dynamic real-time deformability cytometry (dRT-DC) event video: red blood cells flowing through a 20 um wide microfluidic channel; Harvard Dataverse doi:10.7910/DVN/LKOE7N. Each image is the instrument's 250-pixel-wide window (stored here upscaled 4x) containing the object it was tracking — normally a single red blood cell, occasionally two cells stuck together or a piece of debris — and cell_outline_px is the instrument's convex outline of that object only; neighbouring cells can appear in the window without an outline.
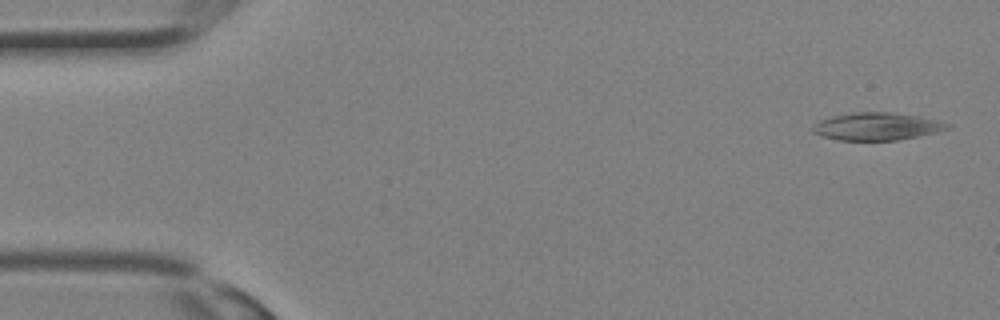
{"species": "Egyptian fruit bat (a non-hibernating species)", "species_latin": "Rousettus aegyptiacus", "temperature_condition": "room temperature", "stored_images_in_passage": 32, "camera_frame_rate_fps": 3000, "um_per_image_px": 0.085, "animal": {"sex": "female"}, "frame": {"image": 1, "passage_image": 1, "time_ms": 0.0, "image_size_px": [1000, 320], "cell_outline_px": [[952, 128], [936, 132], [896, 140], [840, 140], [820, 136], [812, 132], [812, 128], [820, 120], [832, 116], [852, 112], [892, 112], [916, 116], [936, 120], [952, 124]], "centroid_in_image_um": [74.52, 10.74], "position_along_channel_um": 10.5, "area_um2": 21.5}}
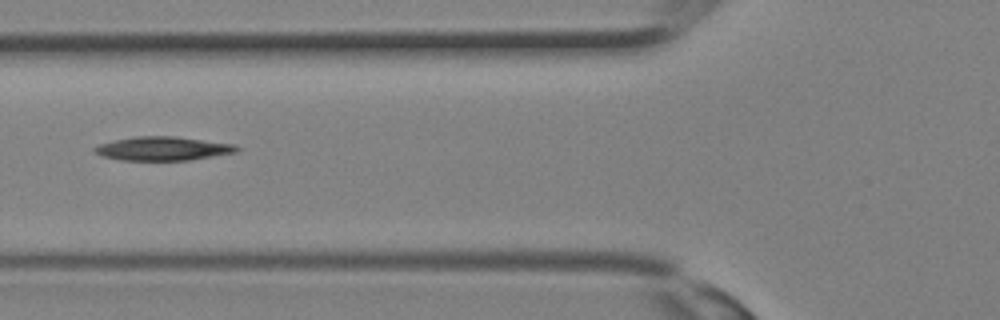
{"frame": {"image": 2, "passage_image": 12, "time_ms": 3.667, "image_size_px": [1000, 320], "cell_outline_px": [[240, 148], [236, 152], [188, 160], [120, 160], [104, 156], [92, 152], [92, 148], [100, 144], [116, 140], [136, 136], [176, 136], [236, 144]], "centroid_in_image_um": [13.85, 12.62], "position_along_channel_um": 112.0, "area_um2": 19.65}}
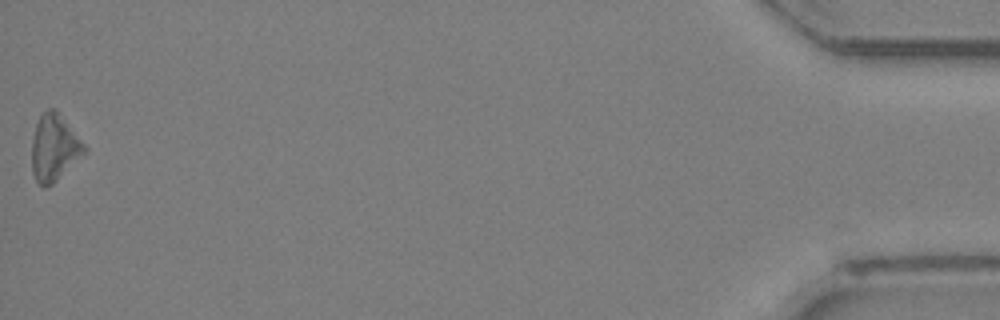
{"frame": {"image": 3, "passage_image": 32, "time_ms": 10.333, "image_size_px": [1000, 320], "cell_outline_px": [[88, 148], [52, 184], [44, 188], [36, 180], [32, 172], [32, 140], [36, 124], [40, 116], [48, 108], [56, 108]], "centroid_in_image_um": [4.59, 12.52], "position_along_channel_um": 430.6, "area_um2": 20.06}}